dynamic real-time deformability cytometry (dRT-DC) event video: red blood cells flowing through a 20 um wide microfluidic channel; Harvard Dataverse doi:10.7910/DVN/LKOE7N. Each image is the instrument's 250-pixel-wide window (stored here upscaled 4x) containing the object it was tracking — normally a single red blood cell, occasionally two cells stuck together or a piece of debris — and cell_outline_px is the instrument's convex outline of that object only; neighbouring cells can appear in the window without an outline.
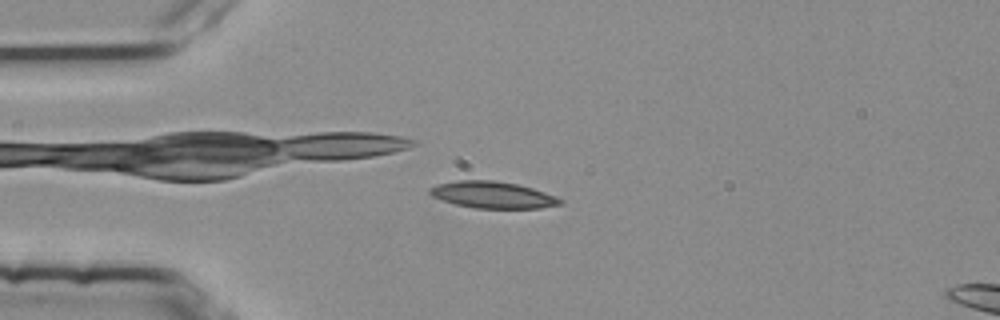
{"species": "common noctule bat (a hibernating species)", "species_latin": "Nyctalus noctula", "temperature_condition": "room temperature", "stored_images_in_passage": 3, "camera_frame_rate_fps": 3000, "um_per_image_px": 0.085, "animal": {"sex": "female", "body_mass_g": 25.1}, "frame": {"image": 1, "passage_image": 3, "time_ms": 0.667, "image_size_px": [1000, 320], "cell_outline_px": [[564, 204], [540, 208], [472, 208], [456, 204], [432, 196], [428, 192], [428, 188], [436, 184], [456, 180], [496, 180], [516, 184], [532, 188], [556, 196], [564, 200]], "centroid_in_image_um": [41.88, 16.56], "position_along_channel_um": 43.1, "area_um2": 20.4}}